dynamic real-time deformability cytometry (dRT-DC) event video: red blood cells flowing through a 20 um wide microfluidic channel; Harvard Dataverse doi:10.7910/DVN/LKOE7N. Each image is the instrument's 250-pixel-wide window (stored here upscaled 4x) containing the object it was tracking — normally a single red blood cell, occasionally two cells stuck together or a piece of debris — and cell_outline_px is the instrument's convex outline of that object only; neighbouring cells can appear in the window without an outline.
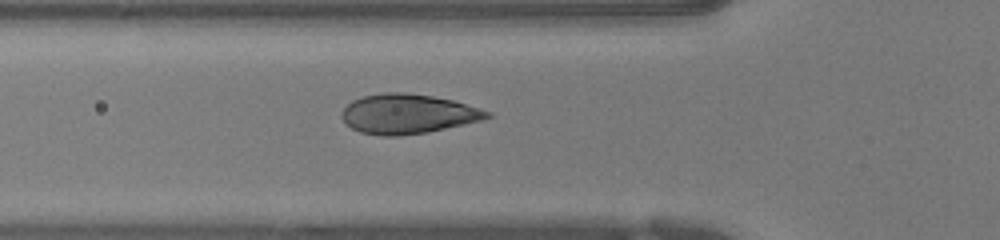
{"species": "human", "species_latin": "Homo sapiens", "temperature_condition": "warm", "stored_images_in_passage": 16, "camera_frame_rate_fps": 3000, "um_per_image_px": 0.085, "donor": {"sex": "female"}, "frame": {"image": 1, "passage_image": 1, "time_ms": 0.0, "image_size_px": [1000, 240], "cell_outline_px": [[480, 116], [452, 124], [436, 128], [416, 132], [372, 132], [376, 96], [424, 96], [444, 100], [460, 104]], "centroid_in_image_um": [35.4, 9.67], "position_along_channel_um": 90.4, "area_um2": 21.15}}
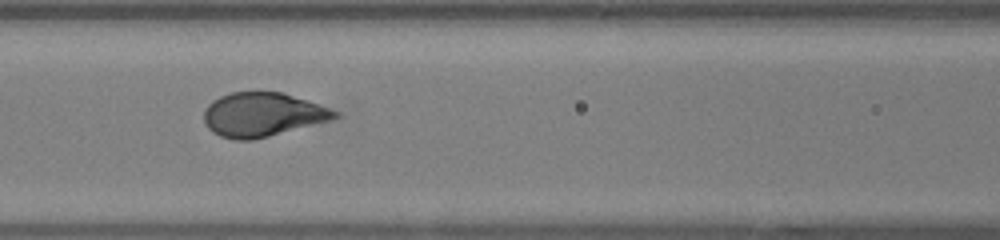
{"frame": {"image": 2, "passage_image": 5, "time_ms": 1.333, "image_size_px": [1000, 240], "cell_outline_px": [[328, 116], [260, 136], [228, 136], [220, 132], [216, 128], [244, 92], [272, 92], [296, 100], [328, 112]], "centroid_in_image_um": [22.65, 9.75], "position_along_channel_um": 144.0, "area_um2": 22.83}}
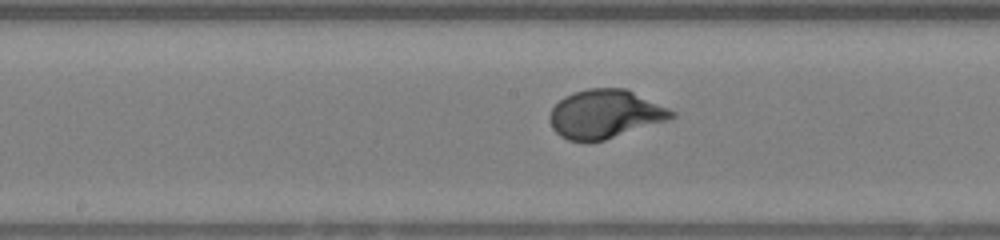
{"frame": {"image": 3, "passage_image": 9, "time_ms": 2.667, "image_size_px": [1000, 240], "cell_outline_px": [[664, 112], [656, 116], [608, 136], [596, 140], [580, 140], [568, 136], [564, 132], [608, 92], [628, 92]], "centroid_in_image_um": [52.0, 9.9], "position_along_channel_um": 196.2, "area_um2": 18.84}}